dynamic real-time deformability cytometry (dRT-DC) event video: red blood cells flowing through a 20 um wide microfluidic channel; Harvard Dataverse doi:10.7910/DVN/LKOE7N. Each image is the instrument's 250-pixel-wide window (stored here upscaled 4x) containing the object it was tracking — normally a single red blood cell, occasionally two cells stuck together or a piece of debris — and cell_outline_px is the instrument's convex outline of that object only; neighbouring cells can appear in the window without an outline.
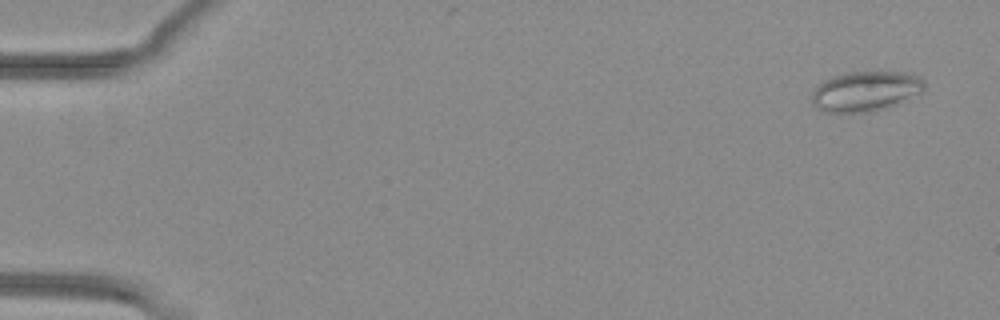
{"species": "common noctule bat (a hibernating species)", "species_latin": "Nyctalus noctula", "temperature_condition": "warm", "stored_images_in_passage": 53, "camera_frame_rate_fps": 3000, "um_per_image_px": 0.085, "animal": {"sex": "female", "body_mass_g": 29.2, "forearm_length_mm": 56.3}, "frame": {"image": 1, "passage_image": 3, "time_ms": 0.667, "image_size_px": [1000, 320], "cell_outline_px": [[924, 92], [892, 104], [868, 112], [824, 112], [816, 108], [812, 104], [812, 92], [824, 80], [832, 76], [848, 72], [900, 72], [920, 76], [924, 80]], "centroid_in_image_um": [73.54, 7.74], "position_along_channel_um": 11.5, "area_um2": 25.89}}
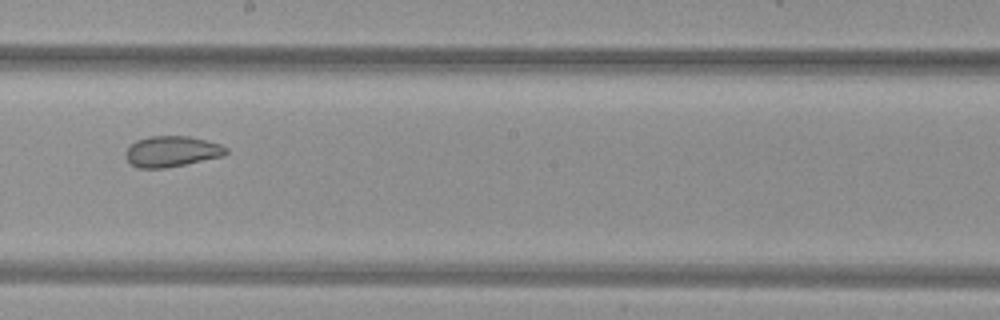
{"frame": {"image": 2, "passage_image": 31, "time_ms": 10.0, "image_size_px": [1000, 320], "cell_outline_px": [[228, 152], [224, 156], [164, 168], [136, 168], [124, 156], [128, 148], [136, 140], [148, 136], [188, 136], [220, 144], [228, 148]], "centroid_in_image_um": [14.6, 12.87], "position_along_channel_um": 233.6, "area_um2": 17.92}}
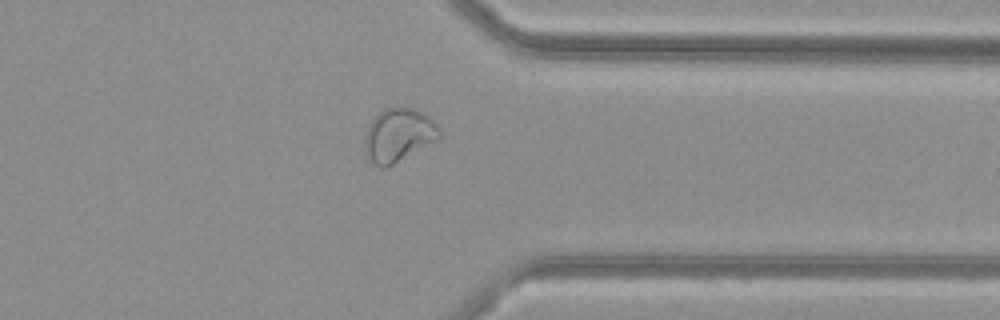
{"frame": {"image": 3, "passage_image": 42, "time_ms": 13.667, "image_size_px": [1000, 320], "cell_outline_px": [[440, 140], [384, 168], [380, 168], [368, 160], [364, 152], [364, 136], [368, 124], [384, 108], [400, 104], [412, 108], [428, 116], [436, 124], [440, 132]], "centroid_in_image_um": [33.85, 11.47], "position_along_channel_um": 377.6, "area_um2": 23.7}, "authors_computed_cell_mechanics": {"area_um2": 23.9292, "velocity_mm_per_s": 4.022, "shape_relaxation_time_tau1_ms": null, "shape_relaxation_time_tau2_ms": 1.6814, "deformation_change_tau1": null, "deformation_change_tau2": 0.0609}}